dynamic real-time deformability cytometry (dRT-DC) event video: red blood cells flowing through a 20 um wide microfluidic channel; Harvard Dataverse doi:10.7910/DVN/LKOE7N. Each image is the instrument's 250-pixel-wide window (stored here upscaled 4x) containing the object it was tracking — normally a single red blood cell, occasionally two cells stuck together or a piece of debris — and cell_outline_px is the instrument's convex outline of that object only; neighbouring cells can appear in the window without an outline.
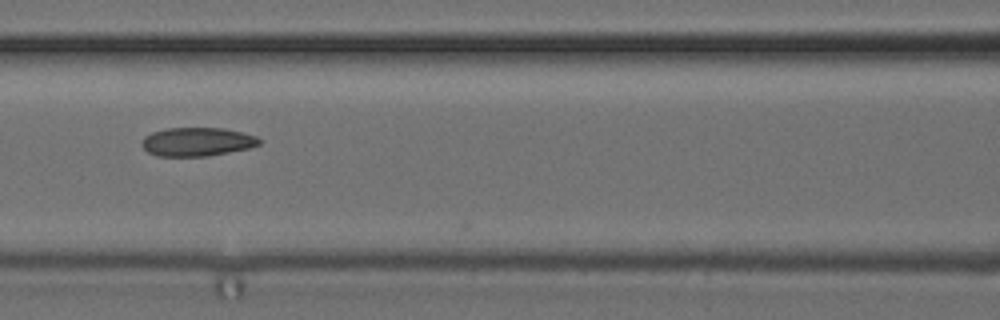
{"species": "common noctule bat (a hibernating species)", "species_latin": "Nyctalus noctula", "temperature_condition": "cold", "stored_images_in_passage": 25, "camera_frame_rate_fps": 3000, "um_per_image_px": 0.085, "animal": {"sex": "female", "body_mass_g": 24.6, "forearm_length_mm": 56.2}, "frame": {"image": 1, "passage_image": 24, "time_ms": 7.667, "image_size_px": [1000, 320], "cell_outline_px": [[264, 140], [260, 144], [248, 148], [208, 156], [156, 156], [148, 152], [140, 144], [144, 136], [152, 132], [168, 128], [224, 128], [256, 136]], "centroid_in_image_um": [16.75, 12.05], "position_along_channel_um": 149.9, "area_um2": 19.65}}